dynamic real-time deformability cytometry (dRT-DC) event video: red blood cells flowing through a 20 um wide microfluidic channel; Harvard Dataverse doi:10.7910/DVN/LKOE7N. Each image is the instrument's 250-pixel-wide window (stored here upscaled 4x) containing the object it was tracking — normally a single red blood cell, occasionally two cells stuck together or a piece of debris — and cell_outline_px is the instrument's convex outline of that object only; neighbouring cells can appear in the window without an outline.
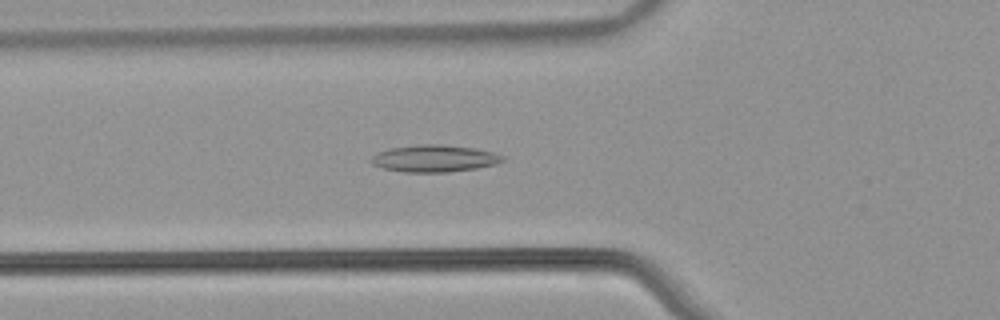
{"species": "common noctule bat (a hibernating species)", "species_latin": "Nyctalus noctula", "temperature_condition": "warm", "stored_images_in_passage": 56, "camera_frame_rate_fps": 3000, "um_per_image_px": 0.085, "animal": {"sex": "male", "body_mass_g": 21.5, "forearm_length_mm": 52.0}, "frame": {"image": 1, "passage_image": 21, "time_ms": 6.667, "image_size_px": [1000, 320], "cell_outline_px": [[504, 160], [496, 164], [476, 168], [448, 172], [404, 172], [384, 168], [372, 164], [368, 160], [376, 152], [388, 148], [420, 144], [440, 144], [476, 148], [492, 152], [504, 156]], "centroid_in_image_um": [36.88, 13.46], "position_along_channel_um": 88.9, "area_um2": 20.81}}
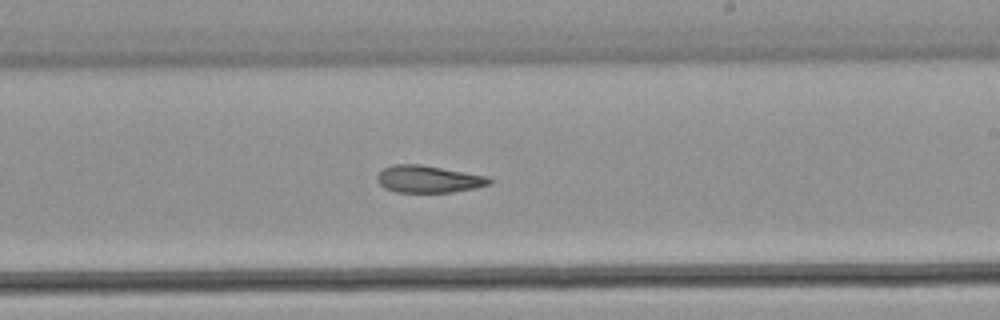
{"frame": {"image": 2, "passage_image": 34, "time_ms": 11.0, "image_size_px": [1000, 320], "cell_outline_px": [[492, 184], [476, 188], [452, 192], [396, 192], [384, 188], [376, 180], [376, 176], [384, 168], [392, 164], [420, 164], [488, 176], [492, 180]], "centroid_in_image_um": [36.42, 15.22], "position_along_channel_um": 252.6, "area_um2": 17.86}}
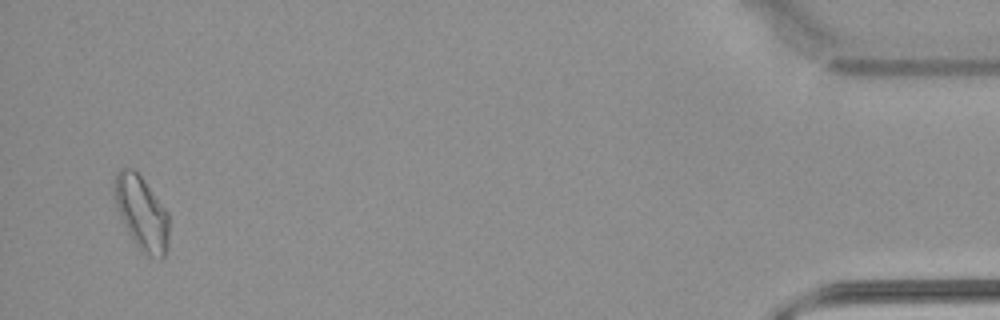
{"frame": {"image": 3, "passage_image": 54, "time_ms": 17.667, "image_size_px": [1000, 320], "cell_outline_px": [[168, 248], [164, 256], [160, 260], [148, 256], [140, 252], [128, 232], [120, 216], [112, 192], [112, 184], [116, 172], [120, 168], [132, 168], [144, 180], [168, 212]], "centroid_in_image_um": [12.02, 18.11], "position_along_channel_um": 423.2, "area_um2": 23.81}, "authors_computed_cell_mechanics": {"area_um2": 19.4208, "velocity_mm_per_s": 3.782, "shape_relaxation_time_tau1_ms": null, "shape_relaxation_time_tau2_ms": 6.8584, "deformation_change_tau1": null, "deformation_change_tau2": 0.1618}}